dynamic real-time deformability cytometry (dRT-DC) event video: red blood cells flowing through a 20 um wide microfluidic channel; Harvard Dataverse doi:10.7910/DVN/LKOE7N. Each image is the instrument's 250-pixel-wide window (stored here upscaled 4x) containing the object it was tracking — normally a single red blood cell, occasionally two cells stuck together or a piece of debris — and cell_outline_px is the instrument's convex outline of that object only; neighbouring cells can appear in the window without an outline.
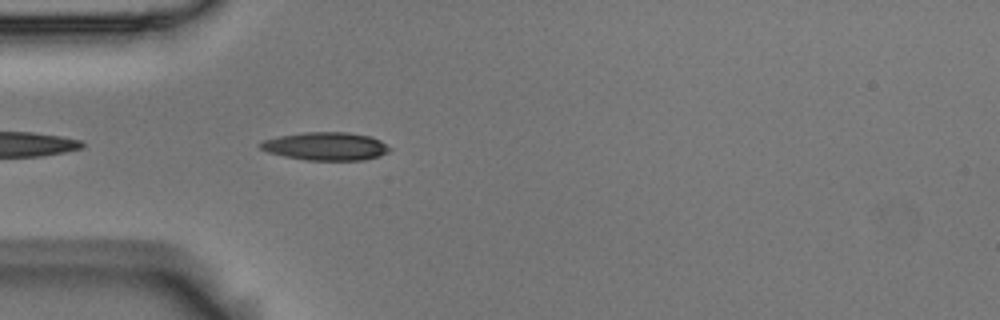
{"species": "Egyptian fruit bat (a non-hibernating species)", "species_latin": "Rousettus aegyptiacus", "temperature_condition": "room temperature", "stored_images_in_passage": 13, "camera_frame_rate_fps": 3000, "um_per_image_px": 0.085, "animal": {"sex": "male"}, "frame": {"image": 1, "passage_image": 3, "time_ms": 0.667, "image_size_px": [1000, 320], "cell_outline_px": [[392, 148], [388, 152], [380, 156], [364, 160], [304, 160], [284, 156], [268, 152], [260, 148], [260, 144], [264, 140], [280, 136], [304, 132], [348, 132], [372, 136], [380, 140]], "centroid_in_image_um": [27.74, 12.43], "position_along_channel_um": 57.3, "area_um2": 21.21}}
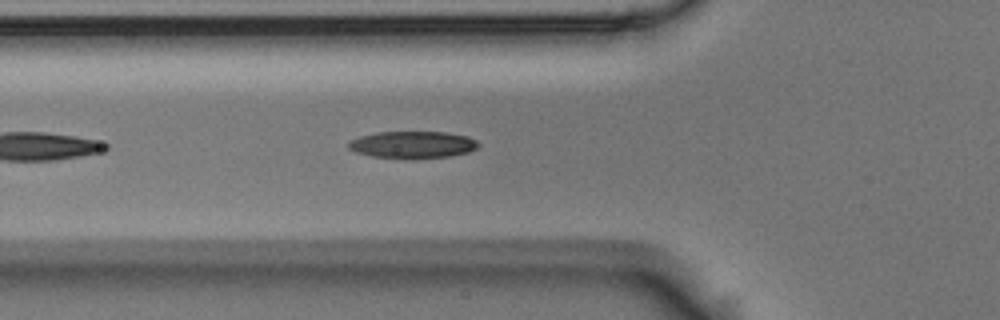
{"frame": {"image": 2, "passage_image": 6, "time_ms": 1.667, "image_size_px": [1000, 320], "cell_outline_px": [[480, 144], [476, 148], [468, 152], [452, 156], [416, 160], [404, 160], [372, 156], [356, 152], [348, 148], [348, 140], [360, 136], [376, 132], [444, 132], [468, 136], [476, 140]], "centroid_in_image_um": [35.06, 12.32], "position_along_channel_um": 90.7, "area_um2": 21.04}}